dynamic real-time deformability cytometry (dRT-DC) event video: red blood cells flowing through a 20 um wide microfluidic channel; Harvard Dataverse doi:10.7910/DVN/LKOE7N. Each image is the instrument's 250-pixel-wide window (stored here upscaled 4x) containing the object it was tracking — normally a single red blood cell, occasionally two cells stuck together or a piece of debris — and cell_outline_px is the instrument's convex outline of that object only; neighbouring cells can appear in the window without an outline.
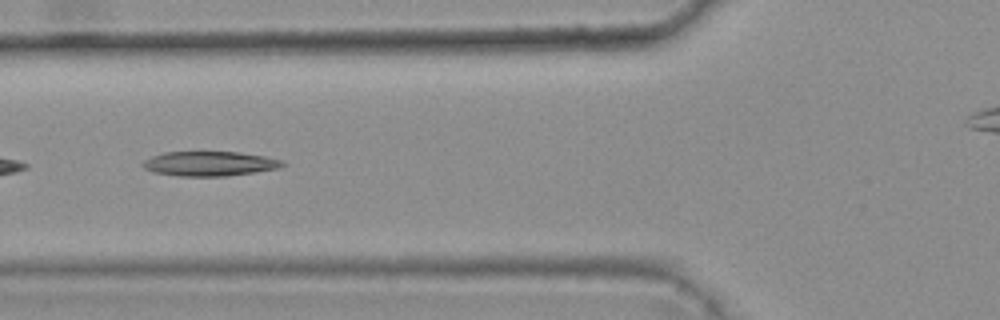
{"species": "common noctule bat (a hibernating species)", "species_latin": "Nyctalus noctula", "temperature_condition": "warm", "stored_images_in_passage": 4, "camera_frame_rate_fps": 3000, "um_per_image_px": 0.085, "animal": {"sex": "female", "body_mass_g": 25.1}, "frame": {"image": 1, "passage_image": 2, "time_ms": 0.333, "image_size_px": [1000, 320], "cell_outline_px": [[284, 164], [280, 168], [256, 172], [228, 176], [180, 176], [152, 172], [144, 168], [140, 164], [144, 160], [152, 156], [164, 152], [240, 152], [264, 156], [280, 160]], "centroid_in_image_um": [17.78, 13.91], "position_along_channel_um": 108.0, "area_um2": 20.06}}
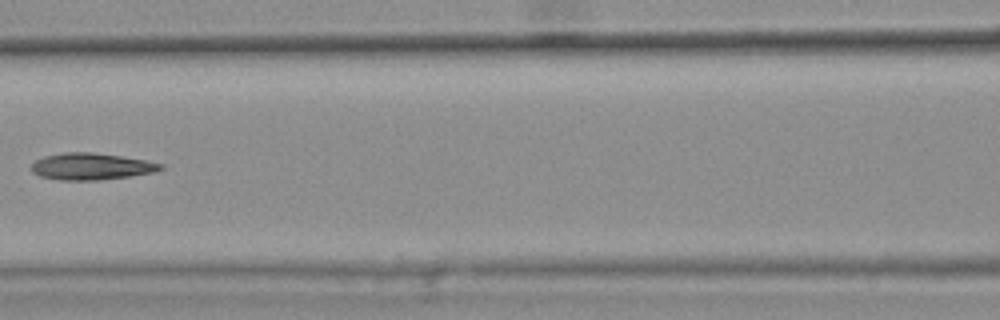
{"frame": {"image": 2, "passage_image": 3, "time_ms": 0.667, "image_size_px": [1000, 320], "cell_outline_px": [[164, 168], [156, 172], [100, 180], [60, 180], [40, 176], [32, 172], [32, 164], [36, 160], [44, 156], [64, 152], [92, 152], [120, 156], [144, 160], [164, 164]], "centroid_in_image_um": [7.76, 14.15], "position_along_channel_um": 158.8, "area_um2": 20.06}}